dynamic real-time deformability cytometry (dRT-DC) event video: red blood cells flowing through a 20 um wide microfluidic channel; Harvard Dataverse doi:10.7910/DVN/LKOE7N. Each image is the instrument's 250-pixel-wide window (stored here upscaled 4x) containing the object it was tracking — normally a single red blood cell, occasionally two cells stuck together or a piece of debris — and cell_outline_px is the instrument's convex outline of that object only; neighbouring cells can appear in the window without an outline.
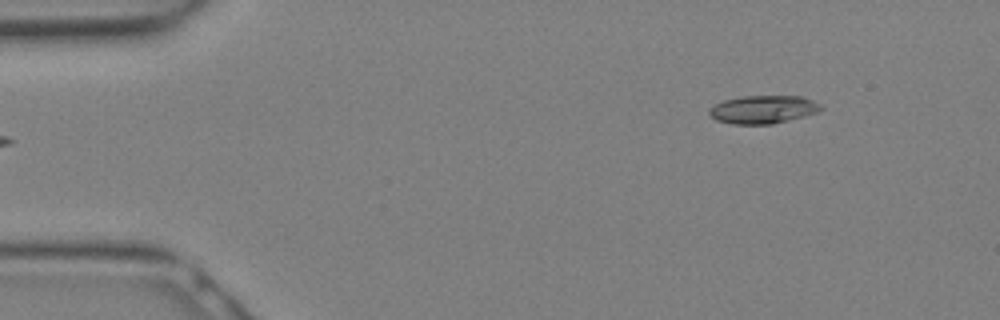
{"species": "Egyptian fruit bat (a non-hibernating species)", "species_latin": "Rousettus aegyptiacus", "temperature_condition": "warm", "stored_images_in_passage": 8, "camera_frame_rate_fps": 3000, "um_per_image_px": 0.085, "animal": {"sex": "female"}, "frame": {"image": 1, "passage_image": 1, "time_ms": 0.0, "image_size_px": [1000, 320], "cell_outline_px": [[824, 108], [816, 112], [804, 116], [772, 124], [732, 124], [716, 120], [708, 116], [708, 108], [724, 100], [740, 96], [800, 96], [812, 100], [820, 104]], "centroid_in_image_um": [64.82, 9.3], "position_along_channel_um": 20.2, "area_um2": 18.32}}
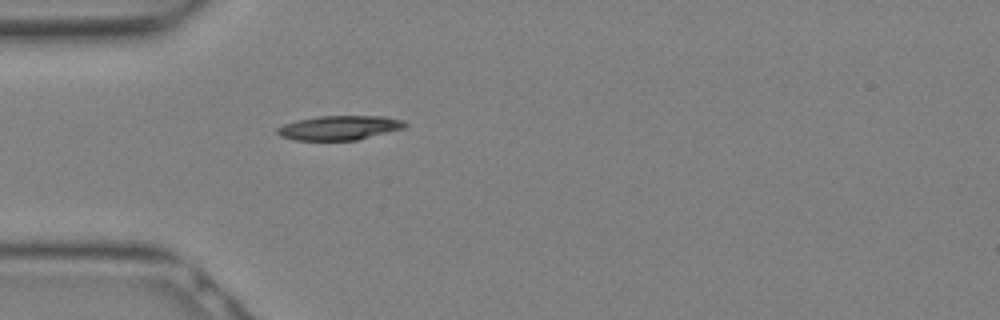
{"frame": {"image": 2, "passage_image": 6, "time_ms": 1.667, "image_size_px": [1000, 320], "cell_outline_px": [[408, 124], [404, 128], [356, 140], [296, 140], [280, 136], [276, 132], [276, 128], [284, 124], [296, 120], [320, 116], [384, 116], [404, 120]], "centroid_in_image_um": [28.84, 10.85], "position_along_channel_um": 56.2, "area_um2": 18.09}}
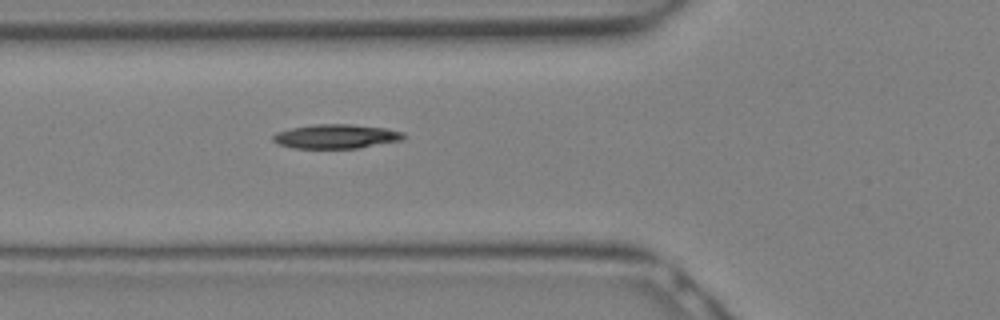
{"frame": {"image": 3, "passage_image": 8, "time_ms": 2.333, "image_size_px": [1000, 320], "cell_outline_px": [[408, 136], [400, 140], [360, 148], [292, 148], [276, 144], [272, 140], [272, 136], [276, 132], [292, 128], [316, 124], [352, 124], [384, 128], [404, 132]], "centroid_in_image_um": [28.55, 11.6], "position_along_channel_um": 97.2, "area_um2": 18.5}}